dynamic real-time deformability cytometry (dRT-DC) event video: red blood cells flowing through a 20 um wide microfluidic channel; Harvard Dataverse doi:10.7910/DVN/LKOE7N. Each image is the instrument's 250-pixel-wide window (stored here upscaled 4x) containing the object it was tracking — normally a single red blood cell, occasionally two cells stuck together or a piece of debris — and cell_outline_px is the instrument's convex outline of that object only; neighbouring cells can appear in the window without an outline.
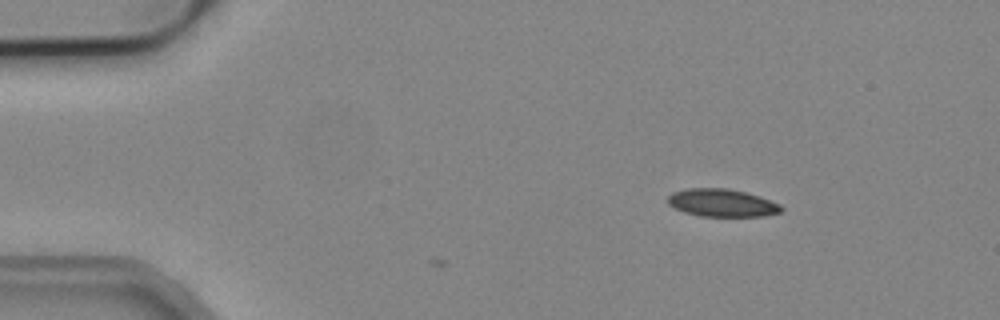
{"species": "common noctule bat (a hibernating species)", "species_latin": "Nyctalus noctula", "temperature_condition": "cold", "stored_images_in_passage": 4, "camera_frame_rate_fps": 3000, "um_per_image_px": 0.085, "animal": {"sex": "male", "body_mass_g": 19.2, "forearm_length_mm": 51.8}, "frame": {"image": 1, "passage_image": 1, "time_ms": 0.0, "image_size_px": [1000, 320], "cell_outline_px": [[784, 208], [780, 212], [764, 216], [700, 216], [684, 212], [668, 204], [668, 196], [672, 192], [688, 188], [728, 188], [760, 196], [780, 204]], "centroid_in_image_um": [61.37, 17.24], "position_along_channel_um": 23.6, "area_um2": 18.32}}
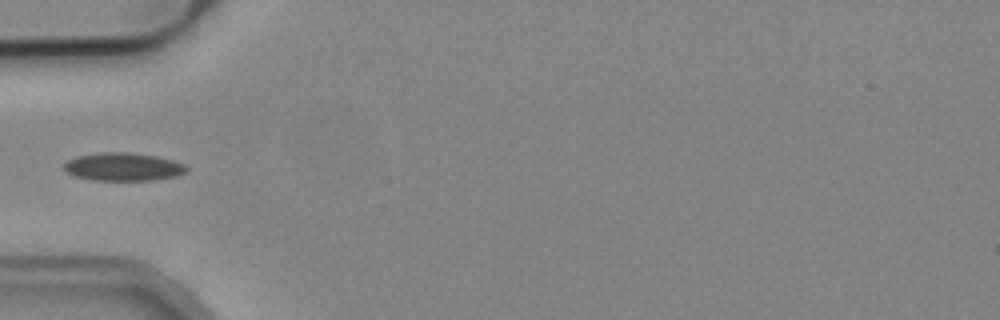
{"frame": {"image": 2, "passage_image": 3, "time_ms": 0.667, "image_size_px": [1000, 320], "cell_outline_px": [[188, 172], [176, 176], [156, 180], [92, 180], [76, 176], [64, 172], [64, 164], [68, 160], [76, 156], [100, 152], [128, 152], [156, 156], [172, 160], [184, 164], [188, 168]], "centroid_in_image_um": [10.47, 14.18], "position_along_channel_um": 74.5, "area_um2": 20.17}}